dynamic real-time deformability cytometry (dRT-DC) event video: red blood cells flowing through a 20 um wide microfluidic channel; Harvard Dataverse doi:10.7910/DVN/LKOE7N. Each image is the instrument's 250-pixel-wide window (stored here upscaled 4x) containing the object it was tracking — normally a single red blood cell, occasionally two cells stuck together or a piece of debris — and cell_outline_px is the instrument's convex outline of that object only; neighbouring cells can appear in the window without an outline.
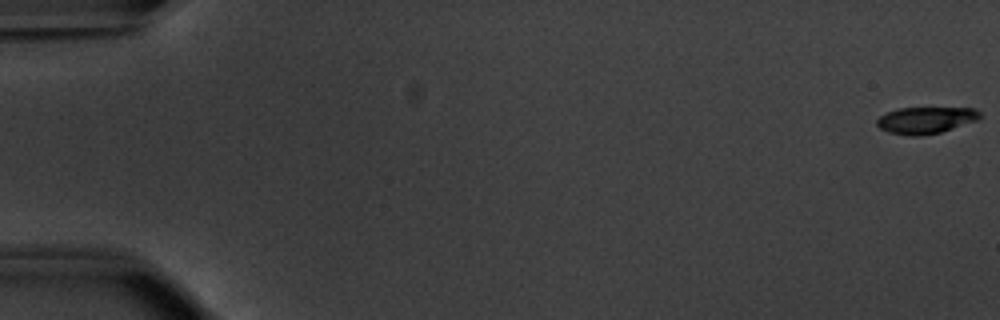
{"species": "common noctule bat (a hibernating species)", "species_latin": "Nyctalus noctula", "temperature_condition": "warm", "stored_images_in_passage": 8, "camera_frame_rate_fps": 3000, "um_per_image_px": 0.085, "animal": {"sex": "male", "body_mass_g": 20.1, "forearm_length_mm": 53.5}, "frame": {"image": 1, "passage_image": 1, "time_ms": 0.0, "image_size_px": [1000, 320], "cell_outline_px": [[984, 116], [976, 120], [940, 132], [920, 136], [912, 136], [888, 132], [880, 128], [876, 124], [876, 120], [880, 116], [896, 108], [972, 108], [980, 112]], "centroid_in_image_um": [78.67, 10.21], "position_along_channel_um": 6.3, "area_um2": 15.9}}